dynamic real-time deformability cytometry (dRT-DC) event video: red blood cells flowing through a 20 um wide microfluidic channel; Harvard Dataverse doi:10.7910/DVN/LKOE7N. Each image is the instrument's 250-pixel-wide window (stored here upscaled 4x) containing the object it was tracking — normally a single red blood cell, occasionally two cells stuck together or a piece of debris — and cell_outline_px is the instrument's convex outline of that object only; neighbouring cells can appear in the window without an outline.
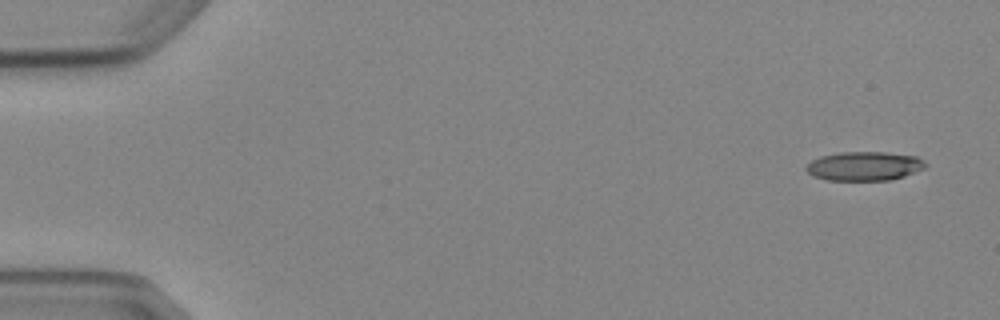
{"species": "Egyptian fruit bat (a non-hibernating species)", "species_latin": "Rousettus aegyptiacus", "temperature_condition": "cold", "stored_images_in_passage": 5, "camera_frame_rate_fps": 3000, "um_per_image_px": 0.085, "animal": {"sex": "female"}, "frame": {"image": 1, "passage_image": 1, "time_ms": 0.0, "image_size_px": [1000, 320], "cell_outline_px": [[928, 164], [924, 168], [904, 176], [888, 180], [828, 180], [812, 176], [804, 168], [812, 160], [820, 156], [840, 152], [884, 152], [916, 156]], "centroid_in_image_um": [73.44, 14.11], "position_along_channel_um": 11.6, "area_um2": 20.11}}